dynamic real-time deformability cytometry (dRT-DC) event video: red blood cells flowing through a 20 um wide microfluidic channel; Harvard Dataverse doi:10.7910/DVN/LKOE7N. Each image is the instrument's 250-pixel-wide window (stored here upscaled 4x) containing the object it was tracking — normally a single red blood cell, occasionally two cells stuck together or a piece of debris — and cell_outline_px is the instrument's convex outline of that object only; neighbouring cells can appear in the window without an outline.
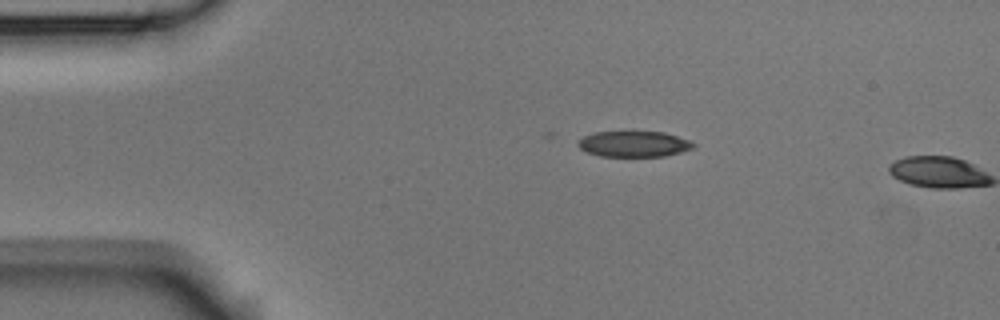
{"species": "Egyptian fruit bat (a non-hibernating species)", "species_latin": "Rousettus aegyptiacus", "temperature_condition": "room temperature", "stored_images_in_passage": 3, "camera_frame_rate_fps": 3000, "um_per_image_px": 0.085, "animal": {"sex": "male"}, "frame": {"image": 1, "passage_image": 2, "time_ms": 1.333, "image_size_px": [1000, 320], "cell_outline_px": [[696, 144], [692, 148], [680, 152], [664, 156], [600, 156], [588, 152], [580, 148], [576, 144], [584, 136], [592, 132], [664, 132], [688, 140]], "centroid_in_image_um": [53.86, 12.24], "position_along_channel_um": 31.1, "area_um2": 17.11}}